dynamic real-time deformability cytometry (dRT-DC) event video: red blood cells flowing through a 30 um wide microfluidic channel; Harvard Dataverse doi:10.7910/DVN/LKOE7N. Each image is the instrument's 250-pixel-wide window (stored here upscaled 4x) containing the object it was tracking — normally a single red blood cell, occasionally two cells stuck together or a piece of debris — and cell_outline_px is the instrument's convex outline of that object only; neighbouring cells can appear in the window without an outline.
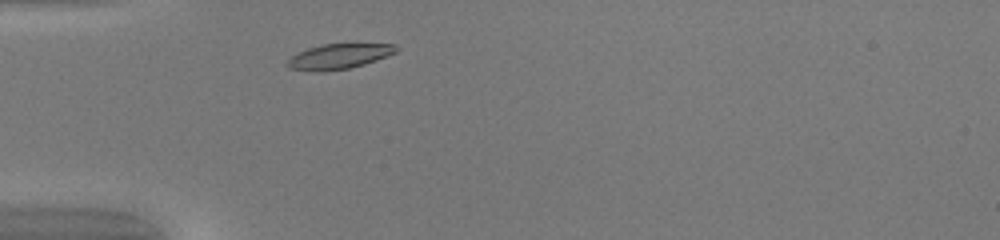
{"species": "common noctule bat (a hibernating species)", "species_latin": "Nyctalus noctula", "temperature_condition": "warm", "stored_images_in_passage": 37, "camera_frame_rate_fps": 3000, "um_per_image_px": 0.085, "animal": {"sex": "female", "body_mass_g": 20.0, "forearm_length_mm": 54.0}, "frame": {"image": 1, "passage_image": 3, "time_ms": 0.667, "image_size_px": [1000, 240], "cell_outline_px": [[396, 52], [376, 60], [364, 64], [348, 68], [324, 72], [308, 72], [288, 68], [284, 64], [292, 56], [308, 48], [324, 44], [396, 44]], "centroid_in_image_um": [28.73, 4.82], "position_along_channel_um": 56.3, "area_um2": 15.9}}
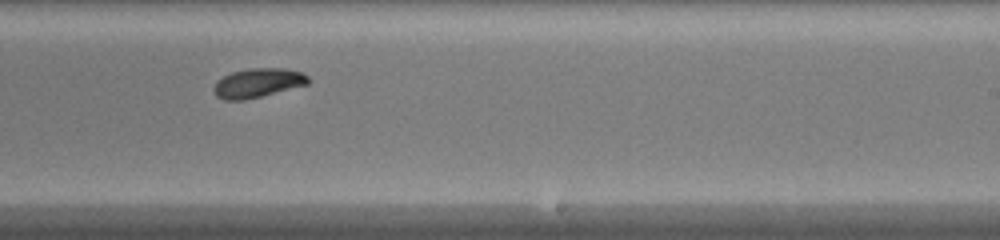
{"frame": {"image": 2, "passage_image": 19, "time_ms": 6.0, "image_size_px": [1000, 240], "cell_outline_px": [[308, 84], [244, 100], [224, 100], [216, 96], [212, 92], [212, 88], [216, 80], [232, 72], [248, 68], [284, 68], [304, 72], [308, 76]], "centroid_in_image_um": [21.87, 7.04], "position_along_channel_um": 267.1, "area_um2": 16.13}}
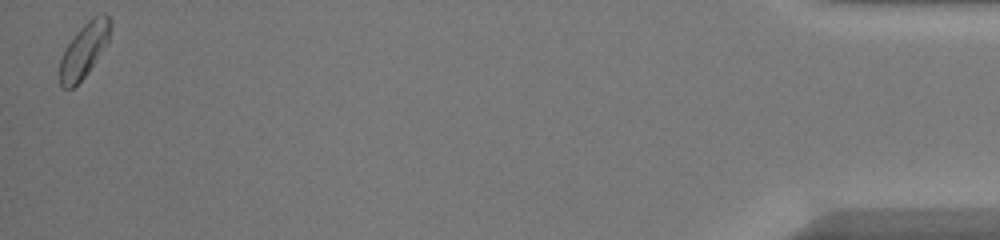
{"frame": {"image": 3, "passage_image": 37, "time_ms": 12.0, "image_size_px": [1000, 240], "cell_outline_px": [[108, 40], [84, 76], [72, 88], [64, 88], [60, 84], [60, 56], [76, 32], [92, 16], [100, 12], [104, 12], [108, 16]], "centroid_in_image_um": [7.09, 4.24], "position_along_channel_um": 428.1, "area_um2": 15.32}, "authors_computed_cell_mechanics": {"area_um2": 15.895, "velocity_mm_per_s": 4.1418, "shape_relaxation_time_tau1_ms": 2.158, "shape_relaxation_time_tau2_ms": null, "deformation_change_tau1": 0.1023, "deformation_change_tau2": null}}